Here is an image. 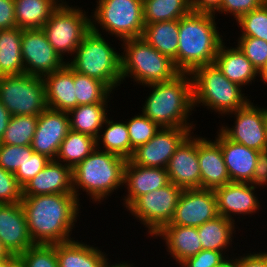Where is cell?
I'll return each mask as SVG.
<instances>
[{"label":"cell","mask_w":267,"mask_h":267,"mask_svg":"<svg viewBox=\"0 0 267 267\" xmlns=\"http://www.w3.org/2000/svg\"><path fill=\"white\" fill-rule=\"evenodd\" d=\"M38 116H11L0 144L31 146L36 131Z\"/></svg>","instance_id":"37"},{"label":"cell","mask_w":267,"mask_h":267,"mask_svg":"<svg viewBox=\"0 0 267 267\" xmlns=\"http://www.w3.org/2000/svg\"><path fill=\"white\" fill-rule=\"evenodd\" d=\"M255 252L238 254V267H267V252Z\"/></svg>","instance_id":"49"},{"label":"cell","mask_w":267,"mask_h":267,"mask_svg":"<svg viewBox=\"0 0 267 267\" xmlns=\"http://www.w3.org/2000/svg\"><path fill=\"white\" fill-rule=\"evenodd\" d=\"M170 183L167 169L156 167H142L126 161L124 167L123 207L127 208L137 197L145 195L156 189L165 187Z\"/></svg>","instance_id":"21"},{"label":"cell","mask_w":267,"mask_h":267,"mask_svg":"<svg viewBox=\"0 0 267 267\" xmlns=\"http://www.w3.org/2000/svg\"><path fill=\"white\" fill-rule=\"evenodd\" d=\"M0 242L9 254L16 256L35 245L21 202L0 204Z\"/></svg>","instance_id":"19"},{"label":"cell","mask_w":267,"mask_h":267,"mask_svg":"<svg viewBox=\"0 0 267 267\" xmlns=\"http://www.w3.org/2000/svg\"><path fill=\"white\" fill-rule=\"evenodd\" d=\"M237 46L260 72L267 63V42L256 37H238Z\"/></svg>","instance_id":"41"},{"label":"cell","mask_w":267,"mask_h":267,"mask_svg":"<svg viewBox=\"0 0 267 267\" xmlns=\"http://www.w3.org/2000/svg\"><path fill=\"white\" fill-rule=\"evenodd\" d=\"M235 224V222L219 215L197 227L203 249L219 251L231 256L226 252L234 251L230 248H233V235L236 234V229H239V227L236 228L238 225Z\"/></svg>","instance_id":"28"},{"label":"cell","mask_w":267,"mask_h":267,"mask_svg":"<svg viewBox=\"0 0 267 267\" xmlns=\"http://www.w3.org/2000/svg\"><path fill=\"white\" fill-rule=\"evenodd\" d=\"M249 184L257 190L258 187L267 188V150L258 154L257 162L254 168L253 177Z\"/></svg>","instance_id":"47"},{"label":"cell","mask_w":267,"mask_h":267,"mask_svg":"<svg viewBox=\"0 0 267 267\" xmlns=\"http://www.w3.org/2000/svg\"><path fill=\"white\" fill-rule=\"evenodd\" d=\"M22 198V187L14 173L0 166V204L19 203Z\"/></svg>","instance_id":"43"},{"label":"cell","mask_w":267,"mask_h":267,"mask_svg":"<svg viewBox=\"0 0 267 267\" xmlns=\"http://www.w3.org/2000/svg\"><path fill=\"white\" fill-rule=\"evenodd\" d=\"M225 44V41L221 44L214 64L228 80L242 88L252 85L259 78V72L237 45L227 47Z\"/></svg>","instance_id":"27"},{"label":"cell","mask_w":267,"mask_h":267,"mask_svg":"<svg viewBox=\"0 0 267 267\" xmlns=\"http://www.w3.org/2000/svg\"><path fill=\"white\" fill-rule=\"evenodd\" d=\"M250 100L244 107L228 113L235 119L233 126L222 125L219 130L231 141L259 152L267 150L265 107ZM258 105V106H257ZM233 127V128H232Z\"/></svg>","instance_id":"12"},{"label":"cell","mask_w":267,"mask_h":267,"mask_svg":"<svg viewBox=\"0 0 267 267\" xmlns=\"http://www.w3.org/2000/svg\"><path fill=\"white\" fill-rule=\"evenodd\" d=\"M50 161L45 155L33 152L32 155H27L23 165L16 170L14 176L21 187L41 171Z\"/></svg>","instance_id":"44"},{"label":"cell","mask_w":267,"mask_h":267,"mask_svg":"<svg viewBox=\"0 0 267 267\" xmlns=\"http://www.w3.org/2000/svg\"><path fill=\"white\" fill-rule=\"evenodd\" d=\"M64 0L43 25L48 42L62 59L72 57L84 36L91 30L88 11Z\"/></svg>","instance_id":"9"},{"label":"cell","mask_w":267,"mask_h":267,"mask_svg":"<svg viewBox=\"0 0 267 267\" xmlns=\"http://www.w3.org/2000/svg\"><path fill=\"white\" fill-rule=\"evenodd\" d=\"M96 148L97 143L95 138L70 129L60 144L55 160L74 168Z\"/></svg>","instance_id":"34"},{"label":"cell","mask_w":267,"mask_h":267,"mask_svg":"<svg viewBox=\"0 0 267 267\" xmlns=\"http://www.w3.org/2000/svg\"><path fill=\"white\" fill-rule=\"evenodd\" d=\"M191 11V0H143L145 24L178 20Z\"/></svg>","instance_id":"35"},{"label":"cell","mask_w":267,"mask_h":267,"mask_svg":"<svg viewBox=\"0 0 267 267\" xmlns=\"http://www.w3.org/2000/svg\"><path fill=\"white\" fill-rule=\"evenodd\" d=\"M17 256L9 254L6 258L0 260V267H7Z\"/></svg>","instance_id":"53"},{"label":"cell","mask_w":267,"mask_h":267,"mask_svg":"<svg viewBox=\"0 0 267 267\" xmlns=\"http://www.w3.org/2000/svg\"><path fill=\"white\" fill-rule=\"evenodd\" d=\"M215 19L213 13L193 11L179 19L177 69L180 72L191 73L196 67L214 64L218 50L226 40Z\"/></svg>","instance_id":"3"},{"label":"cell","mask_w":267,"mask_h":267,"mask_svg":"<svg viewBox=\"0 0 267 267\" xmlns=\"http://www.w3.org/2000/svg\"><path fill=\"white\" fill-rule=\"evenodd\" d=\"M74 193L73 168L50 160L33 179L22 187V196Z\"/></svg>","instance_id":"22"},{"label":"cell","mask_w":267,"mask_h":267,"mask_svg":"<svg viewBox=\"0 0 267 267\" xmlns=\"http://www.w3.org/2000/svg\"><path fill=\"white\" fill-rule=\"evenodd\" d=\"M64 0H14L16 27L41 29Z\"/></svg>","instance_id":"30"},{"label":"cell","mask_w":267,"mask_h":267,"mask_svg":"<svg viewBox=\"0 0 267 267\" xmlns=\"http://www.w3.org/2000/svg\"><path fill=\"white\" fill-rule=\"evenodd\" d=\"M160 238L165 243L168 255L180 264L188 257L197 255L202 249L200 237L196 227H186L180 225L163 226L153 239Z\"/></svg>","instance_id":"25"},{"label":"cell","mask_w":267,"mask_h":267,"mask_svg":"<svg viewBox=\"0 0 267 267\" xmlns=\"http://www.w3.org/2000/svg\"><path fill=\"white\" fill-rule=\"evenodd\" d=\"M0 102L11 116H39L48 108L43 78L26 73L1 76Z\"/></svg>","instance_id":"10"},{"label":"cell","mask_w":267,"mask_h":267,"mask_svg":"<svg viewBox=\"0 0 267 267\" xmlns=\"http://www.w3.org/2000/svg\"><path fill=\"white\" fill-rule=\"evenodd\" d=\"M215 140L220 144L231 182L252 179L259 151L229 140L219 129Z\"/></svg>","instance_id":"24"},{"label":"cell","mask_w":267,"mask_h":267,"mask_svg":"<svg viewBox=\"0 0 267 267\" xmlns=\"http://www.w3.org/2000/svg\"><path fill=\"white\" fill-rule=\"evenodd\" d=\"M121 81L132 78L134 83L146 85L173 79L180 71L173 60L148 44L142 37L121 41Z\"/></svg>","instance_id":"7"},{"label":"cell","mask_w":267,"mask_h":267,"mask_svg":"<svg viewBox=\"0 0 267 267\" xmlns=\"http://www.w3.org/2000/svg\"><path fill=\"white\" fill-rule=\"evenodd\" d=\"M70 130L68 112L47 108L38 116L32 150L55 160L60 144Z\"/></svg>","instance_id":"17"},{"label":"cell","mask_w":267,"mask_h":267,"mask_svg":"<svg viewBox=\"0 0 267 267\" xmlns=\"http://www.w3.org/2000/svg\"><path fill=\"white\" fill-rule=\"evenodd\" d=\"M214 192L218 214L233 222H236L234 219L236 216H239L236 217L237 220H240L241 215L250 217L262 207L257 191L247 182H229L216 188Z\"/></svg>","instance_id":"16"},{"label":"cell","mask_w":267,"mask_h":267,"mask_svg":"<svg viewBox=\"0 0 267 267\" xmlns=\"http://www.w3.org/2000/svg\"><path fill=\"white\" fill-rule=\"evenodd\" d=\"M265 0H222L219 9L215 12L233 16L237 20L240 16L260 8Z\"/></svg>","instance_id":"45"},{"label":"cell","mask_w":267,"mask_h":267,"mask_svg":"<svg viewBox=\"0 0 267 267\" xmlns=\"http://www.w3.org/2000/svg\"><path fill=\"white\" fill-rule=\"evenodd\" d=\"M226 256L223 252L202 249L181 262L179 267H216Z\"/></svg>","instance_id":"46"},{"label":"cell","mask_w":267,"mask_h":267,"mask_svg":"<svg viewBox=\"0 0 267 267\" xmlns=\"http://www.w3.org/2000/svg\"><path fill=\"white\" fill-rule=\"evenodd\" d=\"M217 216L214 190L183 189L169 224L197 228Z\"/></svg>","instance_id":"15"},{"label":"cell","mask_w":267,"mask_h":267,"mask_svg":"<svg viewBox=\"0 0 267 267\" xmlns=\"http://www.w3.org/2000/svg\"><path fill=\"white\" fill-rule=\"evenodd\" d=\"M10 119H11L10 112L0 102V140L2 139L4 132L8 127Z\"/></svg>","instance_id":"51"},{"label":"cell","mask_w":267,"mask_h":267,"mask_svg":"<svg viewBox=\"0 0 267 267\" xmlns=\"http://www.w3.org/2000/svg\"><path fill=\"white\" fill-rule=\"evenodd\" d=\"M14 0H0V30L16 27Z\"/></svg>","instance_id":"48"},{"label":"cell","mask_w":267,"mask_h":267,"mask_svg":"<svg viewBox=\"0 0 267 267\" xmlns=\"http://www.w3.org/2000/svg\"><path fill=\"white\" fill-rule=\"evenodd\" d=\"M90 15L91 30L123 41L142 37L143 0H97ZM98 25V26H97ZM100 27V28H99ZM102 30V31H100ZM105 30V31H104Z\"/></svg>","instance_id":"8"},{"label":"cell","mask_w":267,"mask_h":267,"mask_svg":"<svg viewBox=\"0 0 267 267\" xmlns=\"http://www.w3.org/2000/svg\"><path fill=\"white\" fill-rule=\"evenodd\" d=\"M21 52L24 71L29 75L43 78L67 64L48 42L42 28L22 30Z\"/></svg>","instance_id":"13"},{"label":"cell","mask_w":267,"mask_h":267,"mask_svg":"<svg viewBox=\"0 0 267 267\" xmlns=\"http://www.w3.org/2000/svg\"><path fill=\"white\" fill-rule=\"evenodd\" d=\"M235 22L241 29L239 37H256L267 42V2L240 16Z\"/></svg>","instance_id":"38"},{"label":"cell","mask_w":267,"mask_h":267,"mask_svg":"<svg viewBox=\"0 0 267 267\" xmlns=\"http://www.w3.org/2000/svg\"><path fill=\"white\" fill-rule=\"evenodd\" d=\"M8 255V251L2 246V243L0 242V260L6 258Z\"/></svg>","instance_id":"56"},{"label":"cell","mask_w":267,"mask_h":267,"mask_svg":"<svg viewBox=\"0 0 267 267\" xmlns=\"http://www.w3.org/2000/svg\"><path fill=\"white\" fill-rule=\"evenodd\" d=\"M22 29L0 30V77L25 73L21 52Z\"/></svg>","instance_id":"32"},{"label":"cell","mask_w":267,"mask_h":267,"mask_svg":"<svg viewBox=\"0 0 267 267\" xmlns=\"http://www.w3.org/2000/svg\"><path fill=\"white\" fill-rule=\"evenodd\" d=\"M74 86L77 106L109 103L112 97L110 95L113 94V91L100 80L76 71H74Z\"/></svg>","instance_id":"36"},{"label":"cell","mask_w":267,"mask_h":267,"mask_svg":"<svg viewBox=\"0 0 267 267\" xmlns=\"http://www.w3.org/2000/svg\"><path fill=\"white\" fill-rule=\"evenodd\" d=\"M194 130L178 127L161 128L150 141L138 146L129 160L142 167L167 168L175 150Z\"/></svg>","instance_id":"14"},{"label":"cell","mask_w":267,"mask_h":267,"mask_svg":"<svg viewBox=\"0 0 267 267\" xmlns=\"http://www.w3.org/2000/svg\"><path fill=\"white\" fill-rule=\"evenodd\" d=\"M106 119L96 139L97 148L109 153L116 154L129 160L134 152L131 147L128 127L125 121ZM103 133V134H102ZM103 145V146H102ZM102 146V147H100Z\"/></svg>","instance_id":"33"},{"label":"cell","mask_w":267,"mask_h":267,"mask_svg":"<svg viewBox=\"0 0 267 267\" xmlns=\"http://www.w3.org/2000/svg\"><path fill=\"white\" fill-rule=\"evenodd\" d=\"M259 79L260 81L262 80V82H264V84L267 85V63L266 65L263 67V69L259 72Z\"/></svg>","instance_id":"54"},{"label":"cell","mask_w":267,"mask_h":267,"mask_svg":"<svg viewBox=\"0 0 267 267\" xmlns=\"http://www.w3.org/2000/svg\"><path fill=\"white\" fill-rule=\"evenodd\" d=\"M104 37L90 30L72 58L66 59L74 71L100 80L114 92L122 84L121 53Z\"/></svg>","instance_id":"6"},{"label":"cell","mask_w":267,"mask_h":267,"mask_svg":"<svg viewBox=\"0 0 267 267\" xmlns=\"http://www.w3.org/2000/svg\"><path fill=\"white\" fill-rule=\"evenodd\" d=\"M7 267H25L21 259L17 256Z\"/></svg>","instance_id":"55"},{"label":"cell","mask_w":267,"mask_h":267,"mask_svg":"<svg viewBox=\"0 0 267 267\" xmlns=\"http://www.w3.org/2000/svg\"><path fill=\"white\" fill-rule=\"evenodd\" d=\"M73 239L55 244L58 267H132L130 261L110 262L108 254L99 247ZM109 260V261H108ZM112 263V264H111Z\"/></svg>","instance_id":"20"},{"label":"cell","mask_w":267,"mask_h":267,"mask_svg":"<svg viewBox=\"0 0 267 267\" xmlns=\"http://www.w3.org/2000/svg\"><path fill=\"white\" fill-rule=\"evenodd\" d=\"M183 189L173 183L137 197L126 209L154 236L163 226L170 223Z\"/></svg>","instance_id":"11"},{"label":"cell","mask_w":267,"mask_h":267,"mask_svg":"<svg viewBox=\"0 0 267 267\" xmlns=\"http://www.w3.org/2000/svg\"><path fill=\"white\" fill-rule=\"evenodd\" d=\"M47 107L69 112L77 107L74 86V70L66 64L61 70L43 77Z\"/></svg>","instance_id":"26"},{"label":"cell","mask_w":267,"mask_h":267,"mask_svg":"<svg viewBox=\"0 0 267 267\" xmlns=\"http://www.w3.org/2000/svg\"><path fill=\"white\" fill-rule=\"evenodd\" d=\"M22 197L21 205L34 244L54 245L75 239L71 234L80 217L81 203L74 193Z\"/></svg>","instance_id":"1"},{"label":"cell","mask_w":267,"mask_h":267,"mask_svg":"<svg viewBox=\"0 0 267 267\" xmlns=\"http://www.w3.org/2000/svg\"><path fill=\"white\" fill-rule=\"evenodd\" d=\"M151 89L142 104L141 113L160 128L196 129L193 114V84L190 73L180 72L173 79L146 85ZM190 122V123H189Z\"/></svg>","instance_id":"2"},{"label":"cell","mask_w":267,"mask_h":267,"mask_svg":"<svg viewBox=\"0 0 267 267\" xmlns=\"http://www.w3.org/2000/svg\"><path fill=\"white\" fill-rule=\"evenodd\" d=\"M222 0H191L193 12L213 13L219 9Z\"/></svg>","instance_id":"50"},{"label":"cell","mask_w":267,"mask_h":267,"mask_svg":"<svg viewBox=\"0 0 267 267\" xmlns=\"http://www.w3.org/2000/svg\"><path fill=\"white\" fill-rule=\"evenodd\" d=\"M265 131H266V140H267V107H265Z\"/></svg>","instance_id":"57"},{"label":"cell","mask_w":267,"mask_h":267,"mask_svg":"<svg viewBox=\"0 0 267 267\" xmlns=\"http://www.w3.org/2000/svg\"><path fill=\"white\" fill-rule=\"evenodd\" d=\"M232 254L231 257L226 256L216 267H238V257L235 256L237 253Z\"/></svg>","instance_id":"52"},{"label":"cell","mask_w":267,"mask_h":267,"mask_svg":"<svg viewBox=\"0 0 267 267\" xmlns=\"http://www.w3.org/2000/svg\"><path fill=\"white\" fill-rule=\"evenodd\" d=\"M139 114V115H138ZM130 119H126L129 131L131 147L135 150L138 146L146 144L161 129L155 122L151 121L142 113H138Z\"/></svg>","instance_id":"39"},{"label":"cell","mask_w":267,"mask_h":267,"mask_svg":"<svg viewBox=\"0 0 267 267\" xmlns=\"http://www.w3.org/2000/svg\"><path fill=\"white\" fill-rule=\"evenodd\" d=\"M108 103L80 105L68 112L70 129L97 139L110 107Z\"/></svg>","instance_id":"31"},{"label":"cell","mask_w":267,"mask_h":267,"mask_svg":"<svg viewBox=\"0 0 267 267\" xmlns=\"http://www.w3.org/2000/svg\"><path fill=\"white\" fill-rule=\"evenodd\" d=\"M190 74L194 109L203 106L222 118L250 101L248 96H245L246 93H243V88L228 80L215 64L196 67Z\"/></svg>","instance_id":"5"},{"label":"cell","mask_w":267,"mask_h":267,"mask_svg":"<svg viewBox=\"0 0 267 267\" xmlns=\"http://www.w3.org/2000/svg\"><path fill=\"white\" fill-rule=\"evenodd\" d=\"M126 161L121 156L96 148L73 168V191L78 201L81 200V190L86 192L90 202L102 204L113 192L124 188Z\"/></svg>","instance_id":"4"},{"label":"cell","mask_w":267,"mask_h":267,"mask_svg":"<svg viewBox=\"0 0 267 267\" xmlns=\"http://www.w3.org/2000/svg\"><path fill=\"white\" fill-rule=\"evenodd\" d=\"M193 134L175 150L166 168L169 181L182 189H201L198 135Z\"/></svg>","instance_id":"18"},{"label":"cell","mask_w":267,"mask_h":267,"mask_svg":"<svg viewBox=\"0 0 267 267\" xmlns=\"http://www.w3.org/2000/svg\"><path fill=\"white\" fill-rule=\"evenodd\" d=\"M210 139L198 136V159L201 189L215 190L228 184L231 180L220 144L215 139Z\"/></svg>","instance_id":"23"},{"label":"cell","mask_w":267,"mask_h":267,"mask_svg":"<svg viewBox=\"0 0 267 267\" xmlns=\"http://www.w3.org/2000/svg\"><path fill=\"white\" fill-rule=\"evenodd\" d=\"M18 257L25 267H58L55 244H35Z\"/></svg>","instance_id":"40"},{"label":"cell","mask_w":267,"mask_h":267,"mask_svg":"<svg viewBox=\"0 0 267 267\" xmlns=\"http://www.w3.org/2000/svg\"><path fill=\"white\" fill-rule=\"evenodd\" d=\"M33 152L31 146L0 144V166L15 173L23 165L27 155H32Z\"/></svg>","instance_id":"42"},{"label":"cell","mask_w":267,"mask_h":267,"mask_svg":"<svg viewBox=\"0 0 267 267\" xmlns=\"http://www.w3.org/2000/svg\"><path fill=\"white\" fill-rule=\"evenodd\" d=\"M142 38L160 53L173 60L177 68L179 19L145 24Z\"/></svg>","instance_id":"29"}]
</instances>
